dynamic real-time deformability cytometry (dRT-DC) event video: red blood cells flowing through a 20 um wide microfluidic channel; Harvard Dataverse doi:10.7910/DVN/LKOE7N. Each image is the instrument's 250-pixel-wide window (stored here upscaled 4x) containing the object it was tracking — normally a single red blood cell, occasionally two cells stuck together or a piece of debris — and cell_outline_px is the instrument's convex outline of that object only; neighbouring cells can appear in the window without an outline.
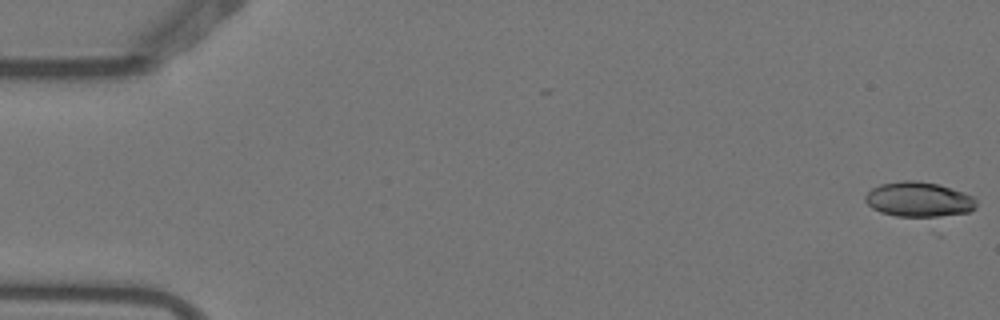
{"species": "Egyptian fruit bat (a non-hibernating species)", "species_latin": "Rousettus aegyptiacus", "temperature_condition": "warm", "stored_images_in_passage": 5, "camera_frame_rate_fps": 3000, "um_per_image_px": 0.085, "animal": {"sex": "female"}, "frame": {"image": 1, "passage_image": 1, "time_ms": 0.0, "image_size_px": [1000, 320], "cell_outline_px": [[976, 208], [968, 212], [940, 216], [896, 216], [880, 212], [872, 208], [864, 200], [864, 196], [872, 188], [880, 184], [900, 180], [916, 180], [936, 184], [964, 192], [972, 196], [976, 200]], "centroid_in_image_um": [78.07, 16.94], "position_along_channel_um": 6.9, "area_um2": 22.54}}
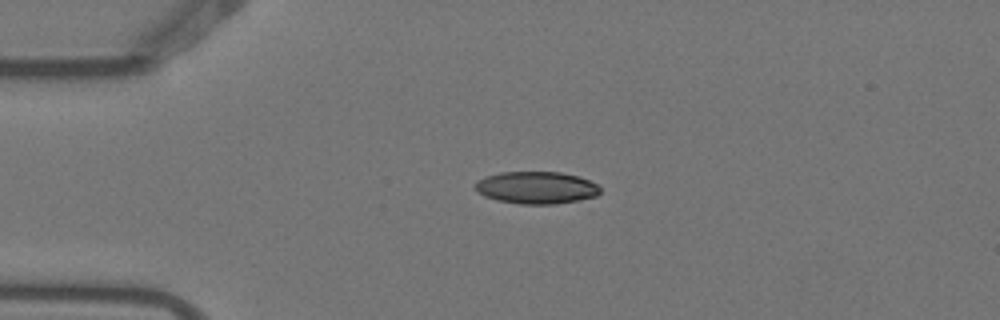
{"frame": {"image": 2, "passage_image": 4, "time_ms": 1.0, "image_size_px": [1000, 320], "cell_outline_px": [[600, 192], [596, 196], [576, 200], [552, 204], [520, 204], [496, 200], [484, 196], [476, 192], [476, 180], [484, 176], [500, 172], [560, 172], [580, 176], [596, 184], [600, 188]], "centroid_in_image_um": [45.55, 15.94], "position_along_channel_um": 39.5, "area_um2": 23.52}}